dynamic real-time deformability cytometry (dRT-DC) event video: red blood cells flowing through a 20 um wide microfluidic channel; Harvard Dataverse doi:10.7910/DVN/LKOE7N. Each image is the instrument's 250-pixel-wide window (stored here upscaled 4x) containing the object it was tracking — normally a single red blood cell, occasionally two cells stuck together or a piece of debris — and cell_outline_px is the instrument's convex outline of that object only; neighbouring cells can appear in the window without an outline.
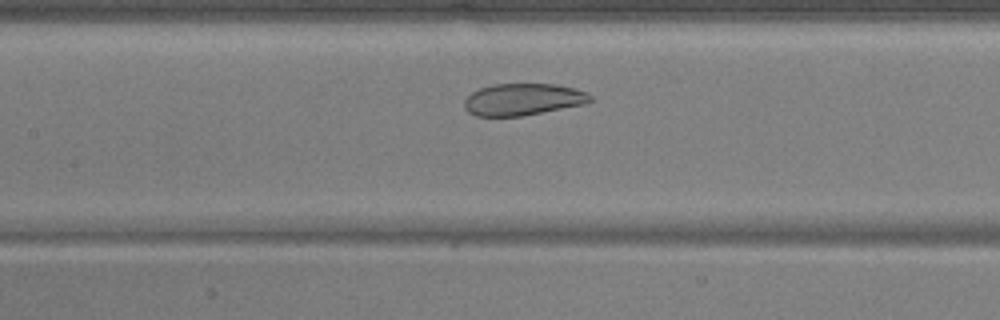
{"species": "common noctule bat (a hibernating species)", "species_latin": "Nyctalus noctula", "temperature_condition": "warm", "stored_images_in_passage": 44, "camera_frame_rate_fps": 3000, "um_per_image_px": 0.085, "animal": {"sex": "male", "body_mass_g": 17.9, "forearm_length_mm": 54.2}, "frame": {"image": 1, "passage_image": 15, "time_ms": 4.667, "image_size_px": [1000, 320], "cell_outline_px": [[592, 100], [584, 104], [520, 116], [476, 116], [468, 112], [464, 108], [464, 100], [472, 92], [480, 88], [492, 84], [556, 84], [576, 88], [588, 92], [592, 96]], "centroid_in_image_um": [44.45, 8.44], "position_along_channel_um": 162.9, "area_um2": 23.41}}
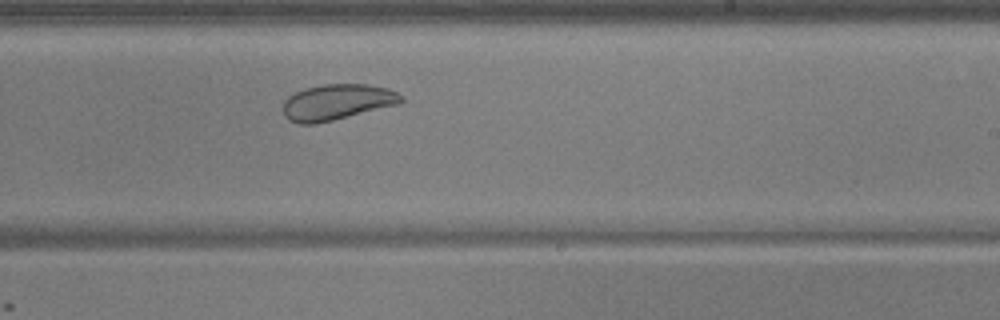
{"frame": {"image": 2, "passage_image": 23, "time_ms": 7.333, "image_size_px": [1000, 320], "cell_outline_px": [[404, 100], [396, 104], [316, 124], [300, 124], [288, 120], [284, 116], [284, 100], [288, 96], [304, 88], [320, 84], [368, 84], [388, 88], [404, 96]], "centroid_in_image_um": [28.61, 8.66], "position_along_channel_um": 260.4, "area_um2": 24.51}}
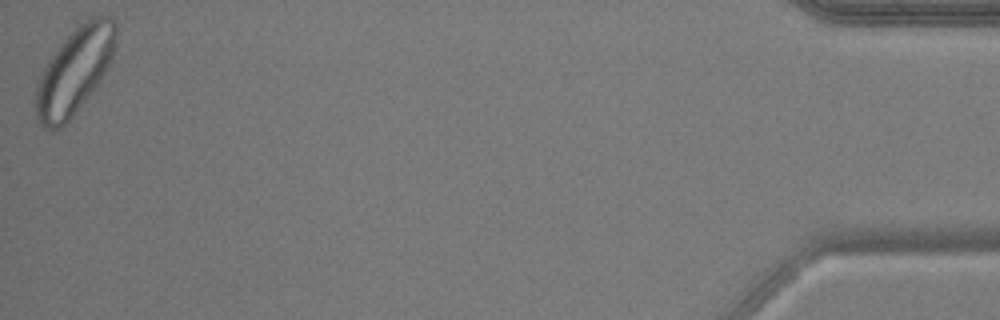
{"frame": {"image": 3, "passage_image": 44, "time_ms": 14.333, "image_size_px": [1000, 320], "cell_outline_px": [[116, 40], [112, 56], [100, 80], [72, 116], [56, 132], [44, 128], [36, 120], [36, 84], [52, 52], [84, 20], [92, 16], [108, 16], [116, 20]], "centroid_in_image_um": [6.32, 6.03], "position_along_channel_um": 428.9, "area_um2": 39.77}, "authors_computed_cell_mechanics": {"area_um2": 28.7844, "velocity_mm_per_s": 3.6686, "shape_relaxation_time_tau1_ms": 5.7652, "shape_relaxation_time_tau2_ms": 0.9721, "deformation_change_tau1": 0.1294, "deformation_change_tau2": 0.0654}}